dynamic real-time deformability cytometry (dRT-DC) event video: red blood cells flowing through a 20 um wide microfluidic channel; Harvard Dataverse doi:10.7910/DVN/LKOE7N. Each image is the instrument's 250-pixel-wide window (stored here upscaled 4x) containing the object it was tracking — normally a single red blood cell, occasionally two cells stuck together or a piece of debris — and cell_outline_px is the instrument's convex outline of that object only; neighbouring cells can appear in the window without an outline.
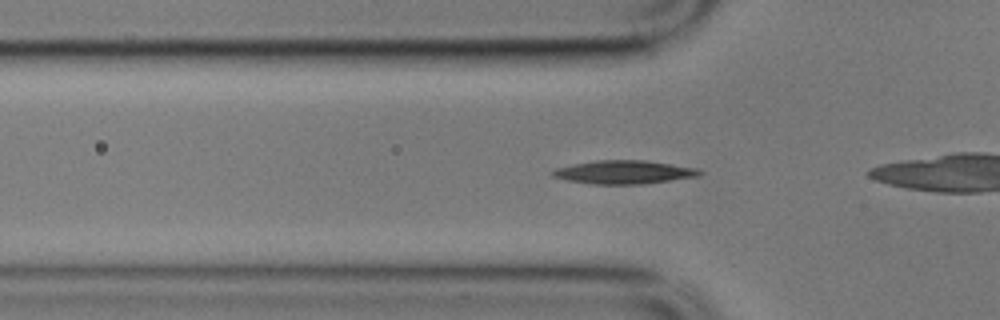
{"species": "common noctule bat (a hibernating species)", "species_latin": "Nyctalus noctula", "temperature_condition": "cold", "stored_images_in_passage": 52, "camera_frame_rate_fps": 3000, "um_per_image_px": 0.085, "animal": {"sex": "male", "body_mass_g": 17.9}, "frame": {"image": 1, "passage_image": 12, "time_ms": 3.667, "image_size_px": [1000, 320], "cell_outline_px": [[704, 172], [700, 176], [644, 184], [592, 184], [568, 180], [552, 176], [552, 172], [556, 168], [572, 164], [596, 160], [644, 160], [696, 168]], "centroid_in_image_um": [53.05, 14.63], "position_along_channel_um": 72.7, "area_um2": 20.0}}
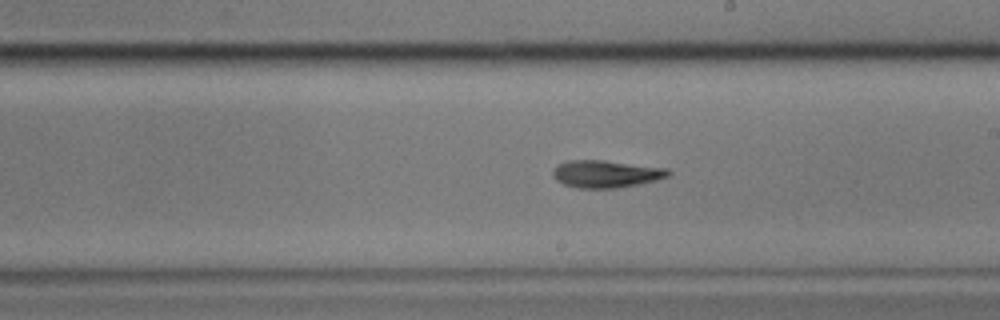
{"frame": {"image": 2, "passage_image": 26, "time_ms": 8.333, "image_size_px": [1000, 320], "cell_outline_px": [[672, 172], [668, 176], [656, 180], [616, 188], [580, 188], [564, 184], [556, 180], [552, 176], [552, 172], [560, 164], [568, 160], [604, 160], [668, 168]], "centroid_in_image_um": [51.52, 14.77], "position_along_channel_um": 237.5, "area_um2": 18.26}}
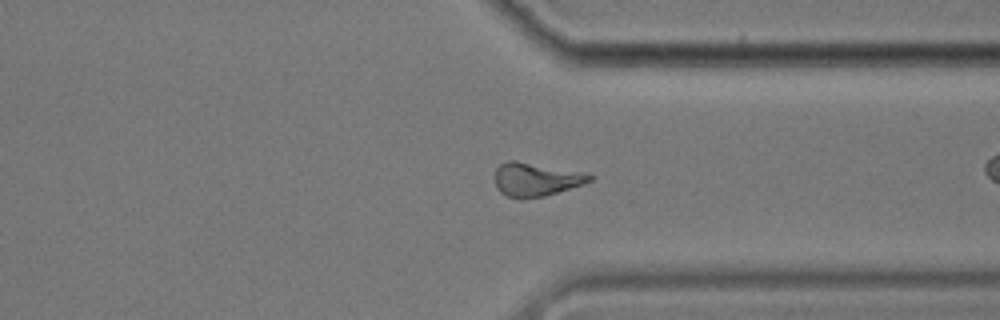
{"frame": {"image": 3, "passage_image": 37, "time_ms": 12.0, "image_size_px": [1000, 320], "cell_outline_px": [[596, 176], [592, 180], [584, 184], [544, 196], [520, 200], [508, 196], [500, 192], [496, 188], [496, 168], [500, 164], [508, 160], [516, 160]], "centroid_in_image_um": [45.5, 15.27], "position_along_channel_um": 365.9, "area_um2": 18.26}, "authors_computed_cell_mechanics": {"area_um2": 18.6983, "velocity_mm_per_s": 3.5125, "shape_relaxation_time_tau1_ms": 10.6893, "shape_relaxation_time_tau2_ms": 7.1569, "deformation_change_tau1": 0.2435, "deformation_change_tau2": 0.1719}}